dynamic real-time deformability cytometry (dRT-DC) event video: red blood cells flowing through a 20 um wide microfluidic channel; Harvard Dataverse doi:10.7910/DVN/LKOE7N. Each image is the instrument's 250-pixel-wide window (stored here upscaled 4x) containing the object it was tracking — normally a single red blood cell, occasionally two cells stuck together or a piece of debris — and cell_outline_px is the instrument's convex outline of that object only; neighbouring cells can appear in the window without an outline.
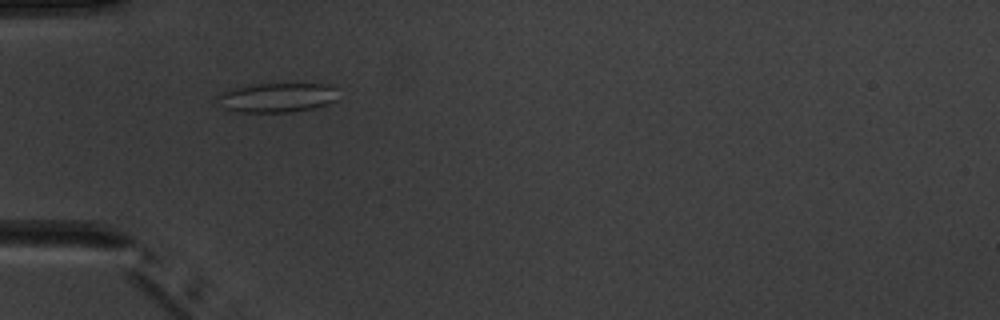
{"species": "common noctule bat (a hibernating species)", "species_latin": "Nyctalus noctula", "temperature_condition": "warm", "stored_images_in_passage": 5, "camera_frame_rate_fps": 3000, "um_per_image_px": 0.085, "animal": {"sex": "male", "body_mass_g": 20.1, "forearm_length_mm": 53.5}, "frame": {"image": 1, "passage_image": 5, "time_ms": 5.333, "image_size_px": [1000, 320], "cell_outline_px": [[336, 100], [312, 108], [292, 112], [240, 112], [224, 108], [216, 96], [224, 92], [236, 88], [256, 84], [328, 84], [336, 88]], "centroid_in_image_um": [23.57, 8.29], "position_along_channel_um": 61.4, "area_um2": 20.29}}